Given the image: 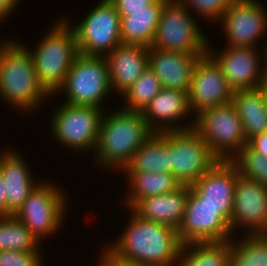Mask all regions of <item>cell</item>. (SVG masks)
I'll return each mask as SVG.
<instances>
[{
	"instance_id": "obj_26",
	"label": "cell",
	"mask_w": 267,
	"mask_h": 266,
	"mask_svg": "<svg viewBox=\"0 0 267 266\" xmlns=\"http://www.w3.org/2000/svg\"><path fill=\"white\" fill-rule=\"evenodd\" d=\"M128 180L124 205L132 209L140 200L175 191L181 184L171 173L123 172Z\"/></svg>"
},
{
	"instance_id": "obj_30",
	"label": "cell",
	"mask_w": 267,
	"mask_h": 266,
	"mask_svg": "<svg viewBox=\"0 0 267 266\" xmlns=\"http://www.w3.org/2000/svg\"><path fill=\"white\" fill-rule=\"evenodd\" d=\"M159 78L148 67L135 83L122 94L125 105L123 109L142 112L161 91Z\"/></svg>"
},
{
	"instance_id": "obj_2",
	"label": "cell",
	"mask_w": 267,
	"mask_h": 266,
	"mask_svg": "<svg viewBox=\"0 0 267 266\" xmlns=\"http://www.w3.org/2000/svg\"><path fill=\"white\" fill-rule=\"evenodd\" d=\"M13 39L0 41V97L27 114L52 96L39 82L29 50Z\"/></svg>"
},
{
	"instance_id": "obj_11",
	"label": "cell",
	"mask_w": 267,
	"mask_h": 266,
	"mask_svg": "<svg viewBox=\"0 0 267 266\" xmlns=\"http://www.w3.org/2000/svg\"><path fill=\"white\" fill-rule=\"evenodd\" d=\"M121 17L109 0H100L77 25H73L78 52L106 56L121 44Z\"/></svg>"
},
{
	"instance_id": "obj_20",
	"label": "cell",
	"mask_w": 267,
	"mask_h": 266,
	"mask_svg": "<svg viewBox=\"0 0 267 266\" xmlns=\"http://www.w3.org/2000/svg\"><path fill=\"white\" fill-rule=\"evenodd\" d=\"M149 48L136 44H119L105 58L112 92L125 93L149 67Z\"/></svg>"
},
{
	"instance_id": "obj_22",
	"label": "cell",
	"mask_w": 267,
	"mask_h": 266,
	"mask_svg": "<svg viewBox=\"0 0 267 266\" xmlns=\"http://www.w3.org/2000/svg\"><path fill=\"white\" fill-rule=\"evenodd\" d=\"M189 185L175 191L140 200L132 210L140 217L178 229L185 213Z\"/></svg>"
},
{
	"instance_id": "obj_34",
	"label": "cell",
	"mask_w": 267,
	"mask_h": 266,
	"mask_svg": "<svg viewBox=\"0 0 267 266\" xmlns=\"http://www.w3.org/2000/svg\"><path fill=\"white\" fill-rule=\"evenodd\" d=\"M115 7L120 17L128 16L129 11L146 10L147 6L157 0H109Z\"/></svg>"
},
{
	"instance_id": "obj_38",
	"label": "cell",
	"mask_w": 267,
	"mask_h": 266,
	"mask_svg": "<svg viewBox=\"0 0 267 266\" xmlns=\"http://www.w3.org/2000/svg\"><path fill=\"white\" fill-rule=\"evenodd\" d=\"M101 254L98 257L99 260L97 261L96 266H136V265H129L125 263L118 262L110 257L103 249H101Z\"/></svg>"
},
{
	"instance_id": "obj_17",
	"label": "cell",
	"mask_w": 267,
	"mask_h": 266,
	"mask_svg": "<svg viewBox=\"0 0 267 266\" xmlns=\"http://www.w3.org/2000/svg\"><path fill=\"white\" fill-rule=\"evenodd\" d=\"M231 160H219L190 188L205 202L218 209L229 221L233 214L234 192L239 176Z\"/></svg>"
},
{
	"instance_id": "obj_3",
	"label": "cell",
	"mask_w": 267,
	"mask_h": 266,
	"mask_svg": "<svg viewBox=\"0 0 267 266\" xmlns=\"http://www.w3.org/2000/svg\"><path fill=\"white\" fill-rule=\"evenodd\" d=\"M152 134L142 112L129 111L123 107L110 113L104 112L94 149L97 165L122 171Z\"/></svg>"
},
{
	"instance_id": "obj_10",
	"label": "cell",
	"mask_w": 267,
	"mask_h": 266,
	"mask_svg": "<svg viewBox=\"0 0 267 266\" xmlns=\"http://www.w3.org/2000/svg\"><path fill=\"white\" fill-rule=\"evenodd\" d=\"M219 160L193 128L169 131V173L181 185H193Z\"/></svg>"
},
{
	"instance_id": "obj_27",
	"label": "cell",
	"mask_w": 267,
	"mask_h": 266,
	"mask_svg": "<svg viewBox=\"0 0 267 266\" xmlns=\"http://www.w3.org/2000/svg\"><path fill=\"white\" fill-rule=\"evenodd\" d=\"M231 240L182 245L177 266H230Z\"/></svg>"
},
{
	"instance_id": "obj_31",
	"label": "cell",
	"mask_w": 267,
	"mask_h": 266,
	"mask_svg": "<svg viewBox=\"0 0 267 266\" xmlns=\"http://www.w3.org/2000/svg\"><path fill=\"white\" fill-rule=\"evenodd\" d=\"M239 174L267 187V157L247 144L231 159Z\"/></svg>"
},
{
	"instance_id": "obj_1",
	"label": "cell",
	"mask_w": 267,
	"mask_h": 266,
	"mask_svg": "<svg viewBox=\"0 0 267 266\" xmlns=\"http://www.w3.org/2000/svg\"><path fill=\"white\" fill-rule=\"evenodd\" d=\"M129 222L102 249L114 260L136 266H177L182 243L171 226L146 220L132 209Z\"/></svg>"
},
{
	"instance_id": "obj_35",
	"label": "cell",
	"mask_w": 267,
	"mask_h": 266,
	"mask_svg": "<svg viewBox=\"0 0 267 266\" xmlns=\"http://www.w3.org/2000/svg\"><path fill=\"white\" fill-rule=\"evenodd\" d=\"M247 145L267 157V132L253 136L248 140Z\"/></svg>"
},
{
	"instance_id": "obj_39",
	"label": "cell",
	"mask_w": 267,
	"mask_h": 266,
	"mask_svg": "<svg viewBox=\"0 0 267 266\" xmlns=\"http://www.w3.org/2000/svg\"><path fill=\"white\" fill-rule=\"evenodd\" d=\"M261 88L263 89L264 99H265L266 108H267V81L264 82Z\"/></svg>"
},
{
	"instance_id": "obj_18",
	"label": "cell",
	"mask_w": 267,
	"mask_h": 266,
	"mask_svg": "<svg viewBox=\"0 0 267 266\" xmlns=\"http://www.w3.org/2000/svg\"><path fill=\"white\" fill-rule=\"evenodd\" d=\"M142 114L153 132L187 130L194 125V120L189 125L187 122H180L192 113L189 108L188 93L179 90L162 88Z\"/></svg>"
},
{
	"instance_id": "obj_28",
	"label": "cell",
	"mask_w": 267,
	"mask_h": 266,
	"mask_svg": "<svg viewBox=\"0 0 267 266\" xmlns=\"http://www.w3.org/2000/svg\"><path fill=\"white\" fill-rule=\"evenodd\" d=\"M40 248L41 243L14 215L0 216V251L42 253Z\"/></svg>"
},
{
	"instance_id": "obj_23",
	"label": "cell",
	"mask_w": 267,
	"mask_h": 266,
	"mask_svg": "<svg viewBox=\"0 0 267 266\" xmlns=\"http://www.w3.org/2000/svg\"><path fill=\"white\" fill-rule=\"evenodd\" d=\"M166 1L157 0L154 4L147 6L146 10L129 11L128 16L121 17V43L150 48Z\"/></svg>"
},
{
	"instance_id": "obj_16",
	"label": "cell",
	"mask_w": 267,
	"mask_h": 266,
	"mask_svg": "<svg viewBox=\"0 0 267 266\" xmlns=\"http://www.w3.org/2000/svg\"><path fill=\"white\" fill-rule=\"evenodd\" d=\"M241 227L246 230L244 234L267 233V187L239 175L231 218L233 236L239 228L243 230Z\"/></svg>"
},
{
	"instance_id": "obj_25",
	"label": "cell",
	"mask_w": 267,
	"mask_h": 266,
	"mask_svg": "<svg viewBox=\"0 0 267 266\" xmlns=\"http://www.w3.org/2000/svg\"><path fill=\"white\" fill-rule=\"evenodd\" d=\"M119 172L169 173V131L153 132Z\"/></svg>"
},
{
	"instance_id": "obj_5",
	"label": "cell",
	"mask_w": 267,
	"mask_h": 266,
	"mask_svg": "<svg viewBox=\"0 0 267 266\" xmlns=\"http://www.w3.org/2000/svg\"><path fill=\"white\" fill-rule=\"evenodd\" d=\"M58 93H64L63 103L102 109V102L112 93L105 56L78 53Z\"/></svg>"
},
{
	"instance_id": "obj_9",
	"label": "cell",
	"mask_w": 267,
	"mask_h": 266,
	"mask_svg": "<svg viewBox=\"0 0 267 266\" xmlns=\"http://www.w3.org/2000/svg\"><path fill=\"white\" fill-rule=\"evenodd\" d=\"M193 129L220 160H231L248 142L232 103L197 114Z\"/></svg>"
},
{
	"instance_id": "obj_29",
	"label": "cell",
	"mask_w": 267,
	"mask_h": 266,
	"mask_svg": "<svg viewBox=\"0 0 267 266\" xmlns=\"http://www.w3.org/2000/svg\"><path fill=\"white\" fill-rule=\"evenodd\" d=\"M242 238L231 239L230 266H267V233H245Z\"/></svg>"
},
{
	"instance_id": "obj_21",
	"label": "cell",
	"mask_w": 267,
	"mask_h": 266,
	"mask_svg": "<svg viewBox=\"0 0 267 266\" xmlns=\"http://www.w3.org/2000/svg\"><path fill=\"white\" fill-rule=\"evenodd\" d=\"M0 154V172L5 180L7 192V216L14 215L38 185L18 150L7 149ZM18 152V153H17Z\"/></svg>"
},
{
	"instance_id": "obj_15",
	"label": "cell",
	"mask_w": 267,
	"mask_h": 266,
	"mask_svg": "<svg viewBox=\"0 0 267 266\" xmlns=\"http://www.w3.org/2000/svg\"><path fill=\"white\" fill-rule=\"evenodd\" d=\"M220 22L228 46L259 48L258 39L266 36L267 10L259 0H233Z\"/></svg>"
},
{
	"instance_id": "obj_12",
	"label": "cell",
	"mask_w": 267,
	"mask_h": 266,
	"mask_svg": "<svg viewBox=\"0 0 267 266\" xmlns=\"http://www.w3.org/2000/svg\"><path fill=\"white\" fill-rule=\"evenodd\" d=\"M177 233L183 245L193 242H222L234 237L230 221L218 209L202 202L191 188Z\"/></svg>"
},
{
	"instance_id": "obj_14",
	"label": "cell",
	"mask_w": 267,
	"mask_h": 266,
	"mask_svg": "<svg viewBox=\"0 0 267 266\" xmlns=\"http://www.w3.org/2000/svg\"><path fill=\"white\" fill-rule=\"evenodd\" d=\"M233 93L214 59L208 53L200 57L194 66L188 92L193 117L206 109L231 103Z\"/></svg>"
},
{
	"instance_id": "obj_8",
	"label": "cell",
	"mask_w": 267,
	"mask_h": 266,
	"mask_svg": "<svg viewBox=\"0 0 267 266\" xmlns=\"http://www.w3.org/2000/svg\"><path fill=\"white\" fill-rule=\"evenodd\" d=\"M104 112V109L91 106L59 104L50 117L52 136L56 143L70 148L69 151L94 152Z\"/></svg>"
},
{
	"instance_id": "obj_13",
	"label": "cell",
	"mask_w": 267,
	"mask_h": 266,
	"mask_svg": "<svg viewBox=\"0 0 267 266\" xmlns=\"http://www.w3.org/2000/svg\"><path fill=\"white\" fill-rule=\"evenodd\" d=\"M209 43L207 53L219 65L233 91L256 89L267 81L264 49L261 53L254 47L225 46L217 53Z\"/></svg>"
},
{
	"instance_id": "obj_19",
	"label": "cell",
	"mask_w": 267,
	"mask_h": 266,
	"mask_svg": "<svg viewBox=\"0 0 267 266\" xmlns=\"http://www.w3.org/2000/svg\"><path fill=\"white\" fill-rule=\"evenodd\" d=\"M202 56L149 48L148 65L159 78L162 88L188 93L195 64Z\"/></svg>"
},
{
	"instance_id": "obj_33",
	"label": "cell",
	"mask_w": 267,
	"mask_h": 266,
	"mask_svg": "<svg viewBox=\"0 0 267 266\" xmlns=\"http://www.w3.org/2000/svg\"><path fill=\"white\" fill-rule=\"evenodd\" d=\"M42 253L0 251V266H44Z\"/></svg>"
},
{
	"instance_id": "obj_4",
	"label": "cell",
	"mask_w": 267,
	"mask_h": 266,
	"mask_svg": "<svg viewBox=\"0 0 267 266\" xmlns=\"http://www.w3.org/2000/svg\"><path fill=\"white\" fill-rule=\"evenodd\" d=\"M67 18L58 17L36 44L35 49L24 45L32 56L39 82L51 96H55L63 86L66 75L79 53L72 22Z\"/></svg>"
},
{
	"instance_id": "obj_40",
	"label": "cell",
	"mask_w": 267,
	"mask_h": 266,
	"mask_svg": "<svg viewBox=\"0 0 267 266\" xmlns=\"http://www.w3.org/2000/svg\"><path fill=\"white\" fill-rule=\"evenodd\" d=\"M266 41V44H264L265 46L262 48H264V53H265V74H266V78H267V40Z\"/></svg>"
},
{
	"instance_id": "obj_37",
	"label": "cell",
	"mask_w": 267,
	"mask_h": 266,
	"mask_svg": "<svg viewBox=\"0 0 267 266\" xmlns=\"http://www.w3.org/2000/svg\"><path fill=\"white\" fill-rule=\"evenodd\" d=\"M0 216H7V192L5 180L0 172Z\"/></svg>"
},
{
	"instance_id": "obj_36",
	"label": "cell",
	"mask_w": 267,
	"mask_h": 266,
	"mask_svg": "<svg viewBox=\"0 0 267 266\" xmlns=\"http://www.w3.org/2000/svg\"><path fill=\"white\" fill-rule=\"evenodd\" d=\"M19 0H0V22L12 14L19 4Z\"/></svg>"
},
{
	"instance_id": "obj_32",
	"label": "cell",
	"mask_w": 267,
	"mask_h": 266,
	"mask_svg": "<svg viewBox=\"0 0 267 266\" xmlns=\"http://www.w3.org/2000/svg\"><path fill=\"white\" fill-rule=\"evenodd\" d=\"M191 13L195 10L202 19L209 22H220L223 14L229 9L233 0H179ZM190 5V6H189ZM190 7V8H189Z\"/></svg>"
},
{
	"instance_id": "obj_6",
	"label": "cell",
	"mask_w": 267,
	"mask_h": 266,
	"mask_svg": "<svg viewBox=\"0 0 267 266\" xmlns=\"http://www.w3.org/2000/svg\"><path fill=\"white\" fill-rule=\"evenodd\" d=\"M193 17L179 0H167L163 5L150 48L180 51L197 56L207 54L208 37Z\"/></svg>"
},
{
	"instance_id": "obj_7",
	"label": "cell",
	"mask_w": 267,
	"mask_h": 266,
	"mask_svg": "<svg viewBox=\"0 0 267 266\" xmlns=\"http://www.w3.org/2000/svg\"><path fill=\"white\" fill-rule=\"evenodd\" d=\"M54 184L40 181L14 214L40 243L60 230L66 218L67 194Z\"/></svg>"
},
{
	"instance_id": "obj_24",
	"label": "cell",
	"mask_w": 267,
	"mask_h": 266,
	"mask_svg": "<svg viewBox=\"0 0 267 266\" xmlns=\"http://www.w3.org/2000/svg\"><path fill=\"white\" fill-rule=\"evenodd\" d=\"M231 103L242 122L247 141L267 132V108L261 87L234 91Z\"/></svg>"
}]
</instances>
